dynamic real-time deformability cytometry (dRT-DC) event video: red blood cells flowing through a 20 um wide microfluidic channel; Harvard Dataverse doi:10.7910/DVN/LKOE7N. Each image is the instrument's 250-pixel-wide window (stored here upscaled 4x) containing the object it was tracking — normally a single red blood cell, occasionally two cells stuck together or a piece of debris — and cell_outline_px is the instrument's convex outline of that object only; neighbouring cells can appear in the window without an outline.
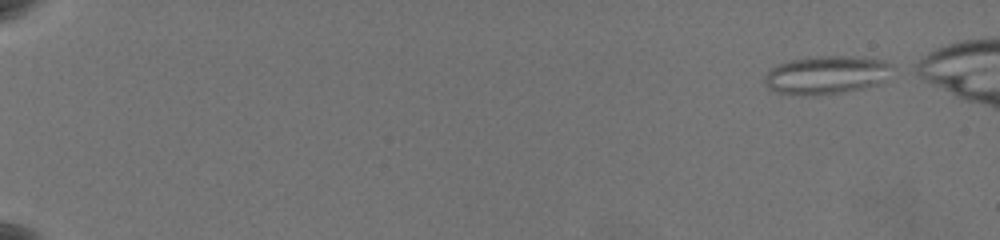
{"species": "common noctule bat (a hibernating species)", "species_latin": "Nyctalus noctula", "temperature_condition": "warm", "stored_images_in_passage": 57, "camera_frame_rate_fps": 3000, "um_per_image_px": 0.085, "animal": {"sex": "female", "body_mass_g": 19.5, "forearm_length_mm": 54.1}, "frame": {"image": 1, "passage_image": 1, "time_ms": 0.0, "image_size_px": [1000, 240], "cell_outline_px": [[892, 64], [880, 80], [876, 84], [860, 88], [840, 92], [808, 96], [776, 92], [764, 84], [764, 76], [772, 68], [780, 64], [792, 60], [820, 56], [844, 56], [884, 60]], "centroid_in_image_um": [70.14, 6.37], "position_along_channel_um": 14.9, "area_um2": 27.51}}
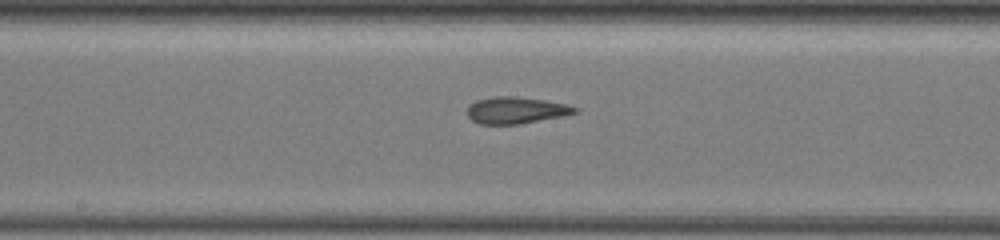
{"frame": {"image": 2, "passage_image": 33, "time_ms": 10.667, "image_size_px": [1000, 240], "cell_outline_px": [[580, 112], [520, 124], [480, 124], [472, 120], [468, 116], [468, 108], [476, 100], [496, 96], [516, 96], [544, 100], [564, 104], [580, 108]], "centroid_in_image_um": [43.88, 9.37], "position_along_channel_um": 204.3, "area_um2": 16.59}}
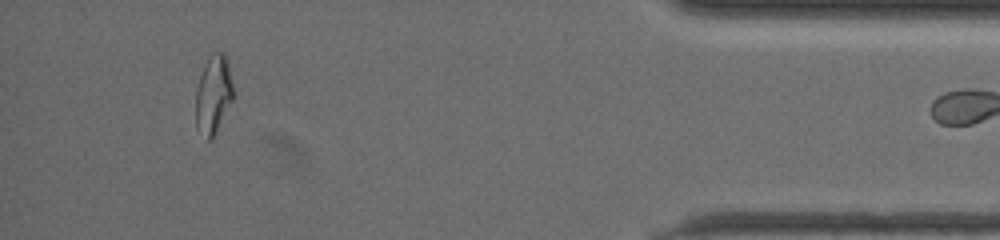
{"frame": {"image": 3, "passage_image": 55, "time_ms": 18.0, "image_size_px": [1000, 240], "cell_outline_px": [[236, 96], [212, 140], [208, 140], [196, 128], [196, 88], [204, 64], [212, 52], [224, 52], [228, 64], [236, 92]], "centroid_in_image_um": [18.18, 8.04], "position_along_channel_um": 417.0, "area_um2": 17.69}}